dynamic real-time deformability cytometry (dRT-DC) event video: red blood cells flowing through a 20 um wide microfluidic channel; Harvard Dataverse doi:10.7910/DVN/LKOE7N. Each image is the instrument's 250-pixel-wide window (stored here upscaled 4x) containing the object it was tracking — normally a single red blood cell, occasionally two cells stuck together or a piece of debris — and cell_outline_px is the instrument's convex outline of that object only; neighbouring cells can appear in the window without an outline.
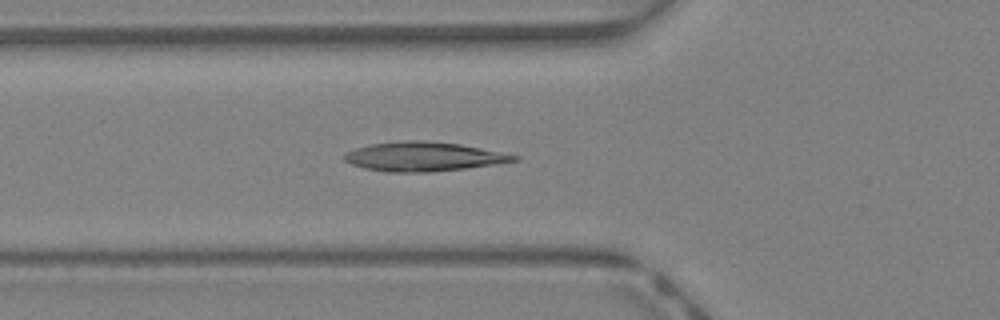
{"species": "Egyptian fruit bat (a non-hibernating species)", "species_latin": "Rousettus aegyptiacus", "temperature_condition": "warm", "stored_images_in_passage": 34, "camera_frame_rate_fps": 3000, "um_per_image_px": 0.085, "animal": {"sex": "female"}, "frame": {"image": 1, "passage_image": 10, "time_ms": 3.0, "image_size_px": [1000, 320], "cell_outline_px": [[520, 160], [464, 168], [428, 172], [388, 172], [364, 168], [352, 164], [344, 160], [344, 152], [356, 148], [372, 144], [404, 140], [420, 140], [460, 144], [520, 156]], "centroid_in_image_um": [35.96, 13.31], "position_along_channel_um": 89.8, "area_um2": 28.55}}
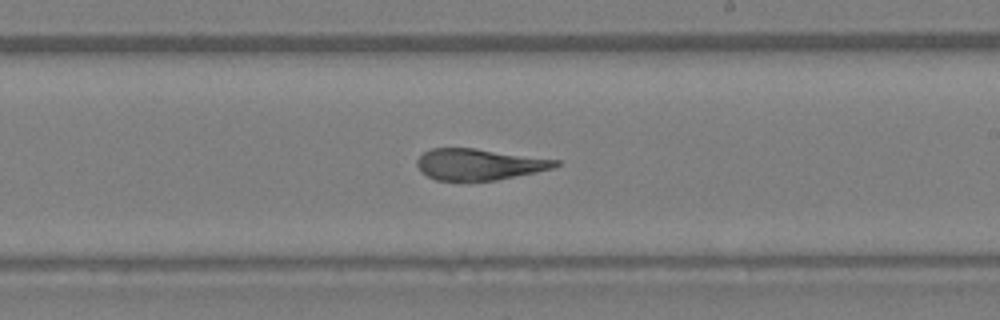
{"frame": {"image": 2, "passage_image": 20, "time_ms": 6.333, "image_size_px": [1000, 320], "cell_outline_px": [[560, 164], [552, 168], [536, 172], [496, 180], [436, 180], [420, 172], [416, 164], [416, 160], [424, 152], [432, 148], [476, 148], [560, 160]], "centroid_in_image_um": [40.71, 13.96], "position_along_channel_um": 248.3, "area_um2": 25.14}}
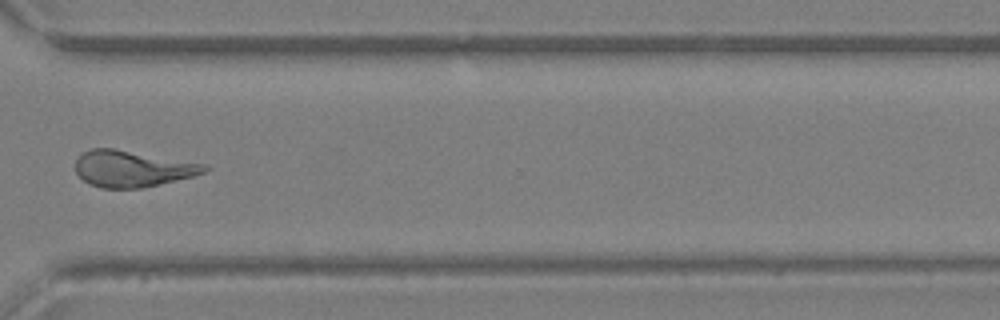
{"frame": {"image": 3, "passage_image": 27, "time_ms": 8.667, "image_size_px": [1000, 320], "cell_outline_px": [[208, 168], [204, 172], [192, 176], [140, 188], [100, 188], [88, 184], [76, 172], [76, 160], [84, 152], [92, 148], [112, 148], [204, 164]], "centroid_in_image_um": [11.18, 14.34], "position_along_channel_um": 359.4, "area_um2": 26.7}, "authors_computed_cell_mechanics": {"area_um2": 26.2701, "velocity_mm_per_s": 4.7714, "shape_relaxation_time_tau1_ms": null, "shape_relaxation_time_tau2_ms": 2.146, "deformation_change_tau1": null, "deformation_change_tau2": 0.1249}}